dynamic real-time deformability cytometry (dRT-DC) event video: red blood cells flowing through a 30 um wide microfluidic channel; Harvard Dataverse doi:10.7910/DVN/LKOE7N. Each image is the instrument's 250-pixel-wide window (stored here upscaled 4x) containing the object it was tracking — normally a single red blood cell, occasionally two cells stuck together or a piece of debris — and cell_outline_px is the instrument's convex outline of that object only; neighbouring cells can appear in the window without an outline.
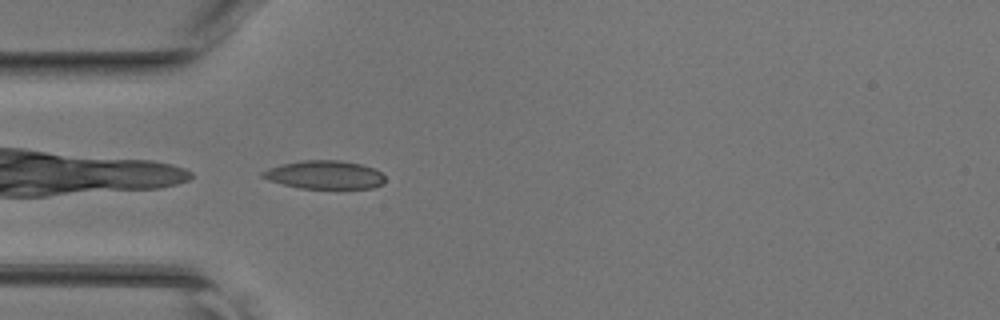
{"species": "common noctule bat (a hibernating species)", "species_latin": "Nyctalus noctula", "temperature_condition": "room temperature", "stored_images_in_passage": 33, "camera_frame_rate_fps": 3000, "um_per_image_px": 0.085, "animal": {"sex": "female", "body_mass_g": 17.0, "forearm_length_mm": 48.0}, "frame": {"image": 1, "passage_image": 1, "time_ms": 0.0, "image_size_px": [1000, 320], "cell_outline_px": [[384, 184], [372, 188], [300, 188], [268, 180], [260, 176], [260, 172], [268, 168], [280, 164], [300, 160], [340, 160], [360, 164], [372, 168], [380, 172], [384, 176]], "centroid_in_image_um": [27.56, 14.85], "position_along_channel_um": 57.4, "area_um2": 20.23}}
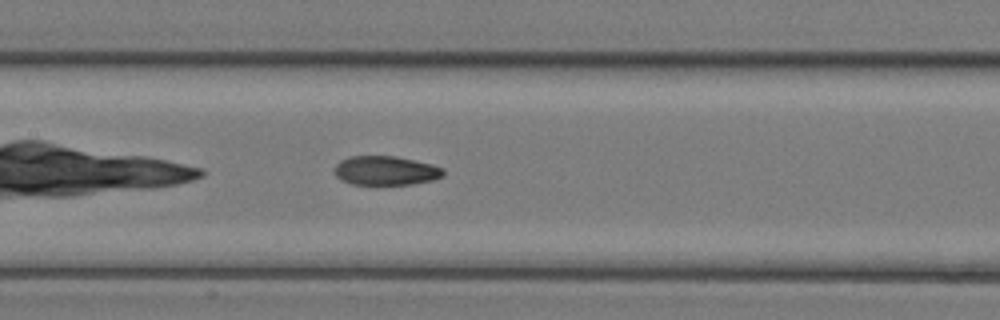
{"frame": {"image": 2, "passage_image": 9, "time_ms": 2.667, "image_size_px": [1000, 320], "cell_outline_px": [[444, 176], [432, 180], [412, 184], [352, 184], [340, 180], [336, 176], [336, 164], [340, 160], [348, 156], [396, 156], [432, 164], [444, 168]], "centroid_in_image_um": [32.8, 14.49], "position_along_channel_um": 174.6, "area_um2": 18.5}}
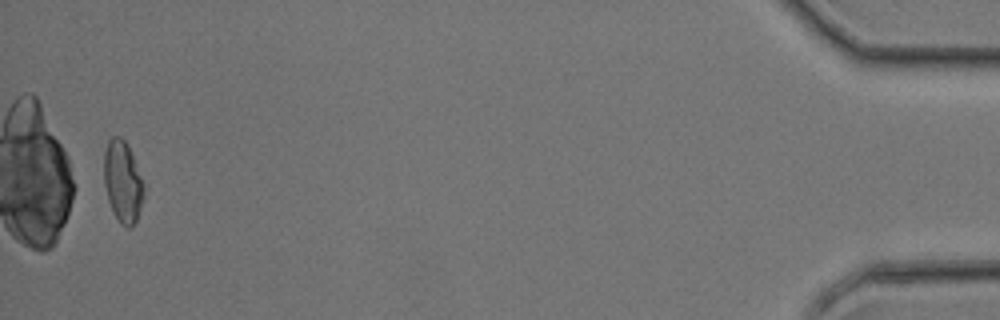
{"frame": {"image": 3, "passage_image": 32, "time_ms": 10.333, "image_size_px": [1000, 320], "cell_outline_px": [[144, 196], [136, 220], [132, 228], [124, 228], [120, 224], [108, 200], [104, 184], [104, 152], [108, 140], [112, 136], [120, 136], [128, 144], [144, 184]], "centroid_in_image_um": [10.43, 15.44], "position_along_channel_um": 424.8, "area_um2": 19.02}}